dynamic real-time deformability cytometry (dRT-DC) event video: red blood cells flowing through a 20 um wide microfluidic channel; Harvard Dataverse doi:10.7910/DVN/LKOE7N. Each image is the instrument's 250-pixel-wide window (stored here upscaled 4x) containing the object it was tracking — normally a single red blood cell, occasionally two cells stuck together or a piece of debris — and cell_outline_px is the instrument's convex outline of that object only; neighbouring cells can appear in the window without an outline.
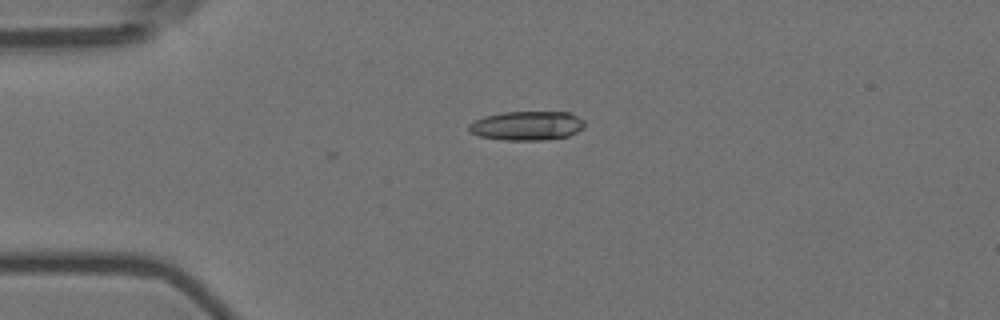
{"species": "Egyptian fruit bat (a non-hibernating species)", "species_latin": "Rousettus aegyptiacus", "temperature_condition": "room temperature", "stored_images_in_passage": 4, "camera_frame_rate_fps": 3000, "um_per_image_px": 0.085, "animal": {"sex": "female"}, "frame": {"image": 1, "passage_image": 4, "time_ms": 1.0, "image_size_px": [1000, 320], "cell_outline_px": [[584, 128], [568, 136], [544, 140], [504, 140], [480, 136], [468, 132], [468, 124], [484, 116], [504, 112], [568, 112], [584, 120]], "centroid_in_image_um": [44.77, 10.69], "position_along_channel_um": 40.2, "area_um2": 19.65}}